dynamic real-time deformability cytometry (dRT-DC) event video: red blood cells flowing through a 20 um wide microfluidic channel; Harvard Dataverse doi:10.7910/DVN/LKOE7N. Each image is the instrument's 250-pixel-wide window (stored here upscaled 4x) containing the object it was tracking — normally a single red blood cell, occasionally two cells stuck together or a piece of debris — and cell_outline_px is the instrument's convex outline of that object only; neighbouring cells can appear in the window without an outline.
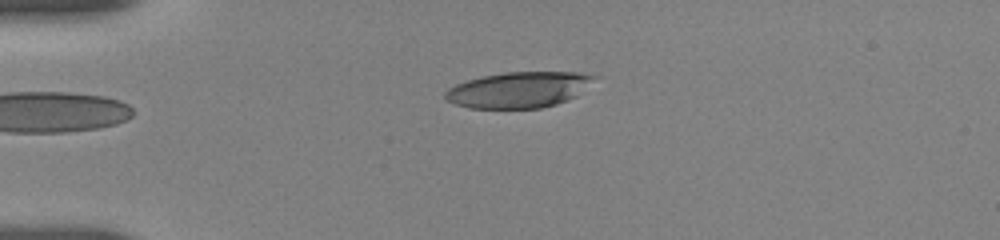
{"species": "human", "species_latin": "Homo sapiens", "temperature_condition": "room temperature", "stored_images_in_passage": 2, "camera_frame_rate_fps": 3000, "um_per_image_px": 0.085, "donor": {"sex": "female"}, "frame": {"image": 1, "passage_image": 2, "time_ms": 1.0, "image_size_px": [1000, 240], "cell_outline_px": [[600, 76], [576, 96], [568, 100], [556, 104], [540, 108], [468, 108], [456, 104], [448, 100], [444, 96], [444, 92], [448, 88], [456, 84], [480, 76], [504, 72], [576, 72]], "centroid_in_image_um": [44.11, 7.62], "position_along_channel_um": 40.9, "area_um2": 31.21}}